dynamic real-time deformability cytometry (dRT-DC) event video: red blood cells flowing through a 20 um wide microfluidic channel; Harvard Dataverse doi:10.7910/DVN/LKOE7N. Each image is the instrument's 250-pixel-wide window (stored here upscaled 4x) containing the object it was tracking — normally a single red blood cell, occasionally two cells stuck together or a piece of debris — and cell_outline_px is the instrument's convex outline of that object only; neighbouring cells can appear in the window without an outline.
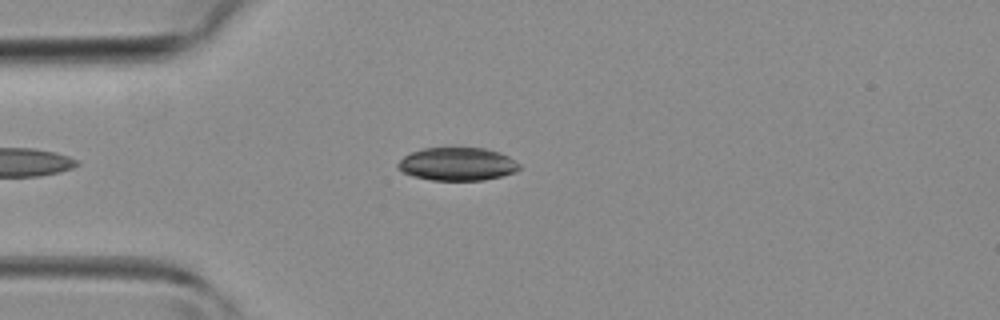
{"species": "common noctule bat (a hibernating species)", "species_latin": "Nyctalus noctula", "temperature_condition": "room temperature", "stored_images_in_passage": 33, "camera_frame_rate_fps": 3000, "um_per_image_px": 0.085, "animal": {"sex": "female", "body_mass_g": 19.3, "forearm_length_mm": 54.1}, "frame": {"image": 1, "passage_image": 2, "time_ms": 0.333, "image_size_px": [1000, 320], "cell_outline_px": [[520, 168], [516, 172], [484, 180], [432, 180], [412, 176], [396, 168], [396, 164], [404, 156], [412, 152], [424, 148], [484, 148], [500, 152], [508, 156], [520, 164]], "centroid_in_image_um": [38.87, 13.94], "position_along_channel_um": 46.1, "area_um2": 23.41}}
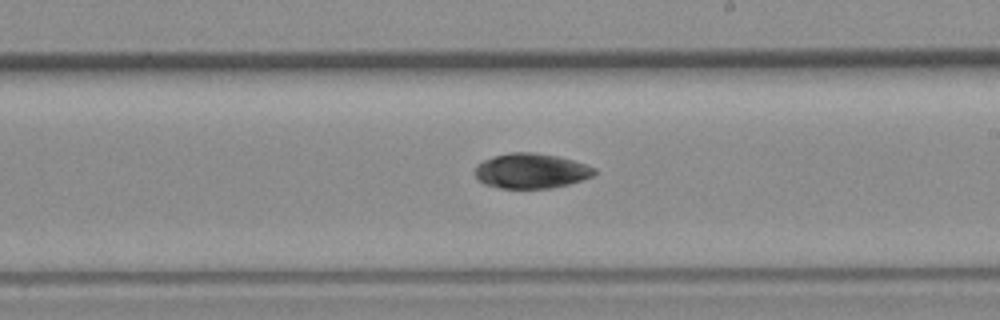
{"frame": {"image": 2, "passage_image": 15, "time_ms": 4.667, "image_size_px": [1000, 320], "cell_outline_px": [[596, 172], [592, 176], [568, 184], [552, 188], [500, 188], [484, 184], [476, 180], [476, 164], [484, 160], [496, 156], [512, 152], [532, 152], [556, 156], [572, 160], [596, 168]], "centroid_in_image_um": [45.12, 14.53], "position_along_channel_um": 243.9, "area_um2": 24.16}}
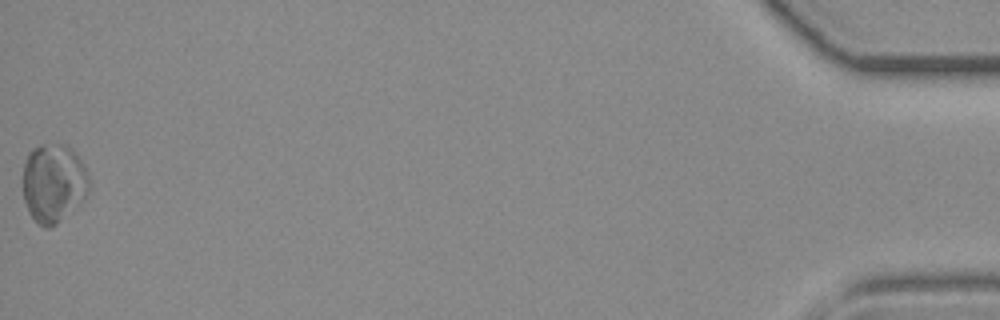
{"frame": {"image": 3, "passage_image": 33, "time_ms": 10.667, "image_size_px": [1000, 320], "cell_outline_px": [[88, 192], [84, 200], [76, 208], [56, 224], [48, 228], [44, 228], [36, 224], [28, 212], [24, 200], [24, 160], [28, 152], [32, 148], [44, 144], [68, 144], [80, 160], [88, 176]], "centroid_in_image_um": [4.53, 15.58], "position_along_channel_um": 430.7, "area_um2": 30.58}}